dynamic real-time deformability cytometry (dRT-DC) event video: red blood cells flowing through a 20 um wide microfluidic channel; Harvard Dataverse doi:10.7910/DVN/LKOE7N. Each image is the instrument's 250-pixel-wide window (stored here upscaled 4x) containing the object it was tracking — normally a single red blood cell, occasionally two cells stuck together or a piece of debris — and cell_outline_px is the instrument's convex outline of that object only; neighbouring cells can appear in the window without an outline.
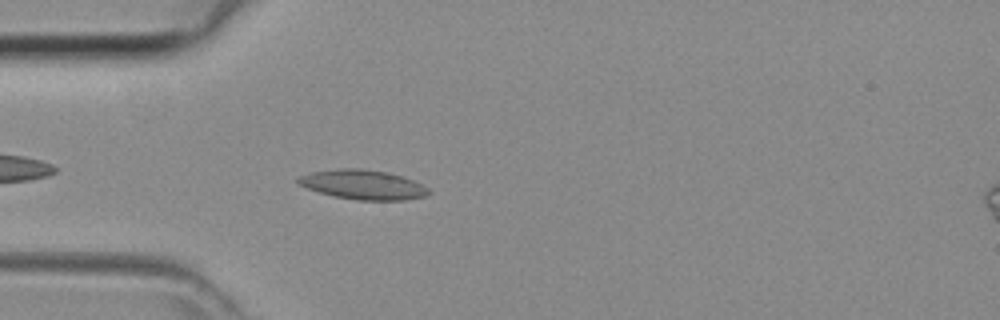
{"species": "common noctule bat (a hibernating species)", "species_latin": "Nyctalus noctula", "temperature_condition": "room temperature", "stored_images_in_passage": 34, "camera_frame_rate_fps": 3000, "um_per_image_px": 0.085, "animal": {"sex": "female", "body_mass_g": 29.2, "forearm_length_mm": 56.3}, "frame": {"image": 1, "passage_image": 3, "time_ms": 0.667, "image_size_px": [1000, 320], "cell_outline_px": [[432, 192], [424, 196], [404, 200], [356, 200], [332, 196], [308, 188], [300, 184], [296, 180], [296, 176], [312, 172], [340, 168], [360, 168], [388, 172], [412, 180], [428, 188]], "centroid_in_image_um": [30.83, 15.69], "position_along_channel_um": 54.2, "area_um2": 22.37}}
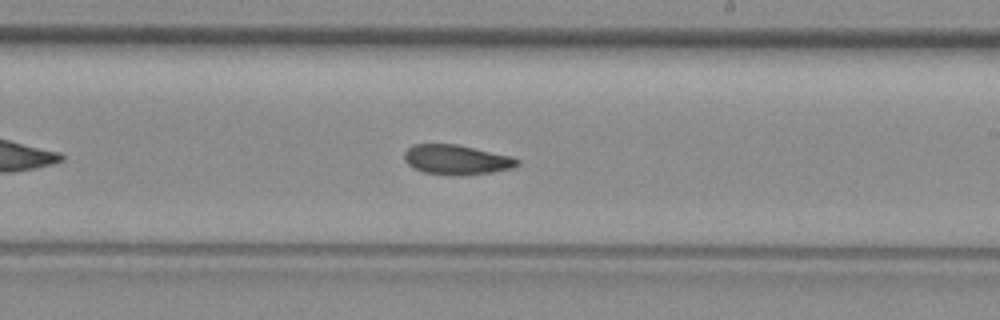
{"frame": {"image": 2, "passage_image": 16, "time_ms": 5.0, "image_size_px": [1000, 320], "cell_outline_px": [[520, 164], [512, 168], [492, 172], [468, 176], [460, 176], [424, 172], [412, 168], [404, 160], [404, 152], [412, 144], [456, 144], [512, 156], [520, 160]], "centroid_in_image_um": [38.81, 13.58], "position_along_channel_um": 250.2, "area_um2": 19.83}}
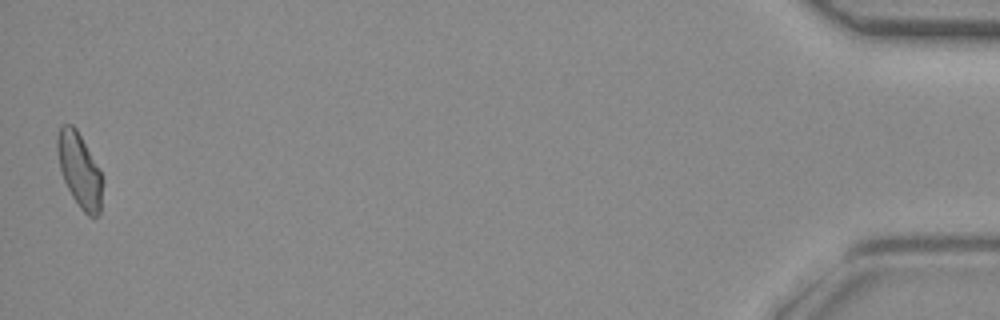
{"frame": {"image": 3, "passage_image": 34, "time_ms": 11.0, "image_size_px": [1000, 320], "cell_outline_px": [[100, 216], [88, 216], [80, 208], [72, 196], [64, 180], [60, 168], [56, 148], [56, 140], [60, 128], [64, 124], [72, 124], [76, 128], [100, 172]], "centroid_in_image_um": [6.71, 14.45], "position_along_channel_um": 428.5, "area_um2": 18.79}}